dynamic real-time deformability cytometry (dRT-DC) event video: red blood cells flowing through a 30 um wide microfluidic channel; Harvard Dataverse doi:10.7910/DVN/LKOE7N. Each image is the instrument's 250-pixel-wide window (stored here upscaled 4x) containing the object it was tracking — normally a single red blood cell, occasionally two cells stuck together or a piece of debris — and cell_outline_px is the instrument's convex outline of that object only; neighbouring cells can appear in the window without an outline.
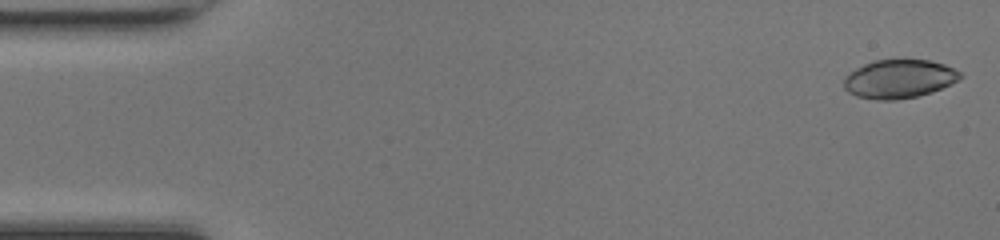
{"species": "common noctule bat (a hibernating species)", "species_latin": "Nyctalus noctula", "temperature_condition": "room temperature", "stored_images_in_passage": 48, "camera_frame_rate_fps": 3000, "um_per_image_px": 0.085, "animal": {"sex": "female", "body_mass_g": 17.0, "forearm_length_mm": 48.0}, "frame": {"image": 1, "passage_image": 1, "time_ms": 0.0, "image_size_px": [1000, 240], "cell_outline_px": [[964, 76], [960, 80], [932, 92], [916, 96], [896, 100], [876, 100], [856, 96], [848, 92], [844, 88], [844, 76], [856, 68], [864, 64], [876, 60], [928, 60], [944, 64], [960, 72]], "centroid_in_image_um": [76.42, 6.71], "position_along_channel_um": 8.6, "area_um2": 26.18}}
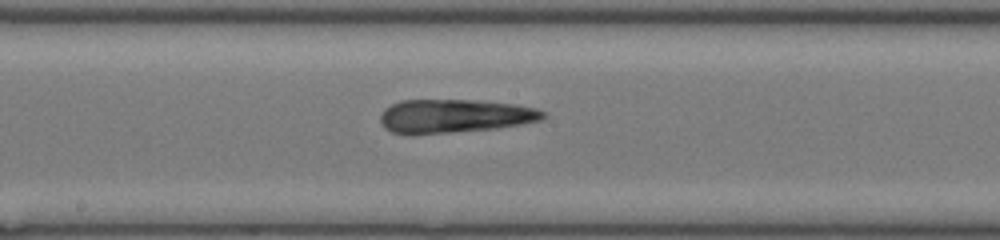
{"frame": {"image": 2, "passage_image": 25, "time_ms": 8.0, "image_size_px": [1000, 240], "cell_outline_px": [[548, 116], [540, 120], [520, 124], [496, 128], [412, 136], [392, 132], [384, 128], [380, 120], [380, 116], [384, 108], [400, 100], [480, 100], [516, 104], [536, 108], [544, 112]], "centroid_in_image_um": [38.6, 9.87], "position_along_channel_um": 209.6, "area_um2": 32.31}}
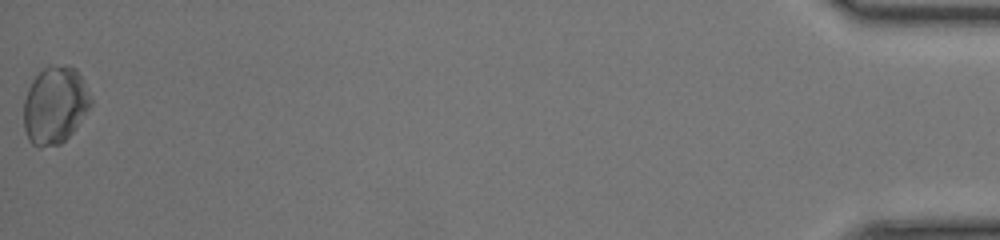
{"frame": {"image": 3, "passage_image": 48, "time_ms": 15.667, "image_size_px": [1000, 240], "cell_outline_px": [[92, 104], [76, 128], [60, 144], [40, 148], [32, 144], [28, 140], [24, 128], [24, 100], [28, 88], [32, 80], [48, 64], [64, 64], [76, 68], [80, 72], [84, 80], [92, 100]], "centroid_in_image_um": [4.68, 8.91], "position_along_channel_um": 430.5, "area_um2": 30.63}}